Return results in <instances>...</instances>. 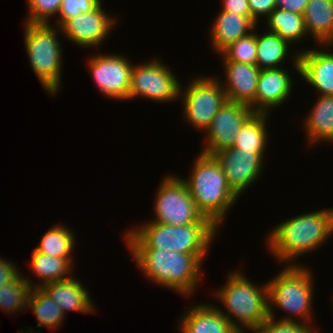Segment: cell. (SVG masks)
I'll return each mask as SVG.
<instances>
[{
	"label": "cell",
	"mask_w": 333,
	"mask_h": 333,
	"mask_svg": "<svg viewBox=\"0 0 333 333\" xmlns=\"http://www.w3.org/2000/svg\"><path fill=\"white\" fill-rule=\"evenodd\" d=\"M266 237L267 248L285 266H300L299 257L324 245L333 234V207L296 215L277 224Z\"/></svg>",
	"instance_id": "6da1fadb"
},
{
	"label": "cell",
	"mask_w": 333,
	"mask_h": 333,
	"mask_svg": "<svg viewBox=\"0 0 333 333\" xmlns=\"http://www.w3.org/2000/svg\"><path fill=\"white\" fill-rule=\"evenodd\" d=\"M137 268L156 285L183 297L194 295L202 279L207 253H179L158 249H129ZM202 271V272H201ZM202 274V275H201Z\"/></svg>",
	"instance_id": "7a4b0ae2"
},
{
	"label": "cell",
	"mask_w": 333,
	"mask_h": 333,
	"mask_svg": "<svg viewBox=\"0 0 333 333\" xmlns=\"http://www.w3.org/2000/svg\"><path fill=\"white\" fill-rule=\"evenodd\" d=\"M128 231L124 241L127 249H158L179 253H208L220 230L214 224L171 226L147 220ZM127 232V233H126Z\"/></svg>",
	"instance_id": "3957f363"
},
{
	"label": "cell",
	"mask_w": 333,
	"mask_h": 333,
	"mask_svg": "<svg viewBox=\"0 0 333 333\" xmlns=\"http://www.w3.org/2000/svg\"><path fill=\"white\" fill-rule=\"evenodd\" d=\"M198 155L193 162L190 176L182 180L186 183L198 210L220 228L239 196L228 185L216 158L202 152Z\"/></svg>",
	"instance_id": "277c9868"
},
{
	"label": "cell",
	"mask_w": 333,
	"mask_h": 333,
	"mask_svg": "<svg viewBox=\"0 0 333 333\" xmlns=\"http://www.w3.org/2000/svg\"><path fill=\"white\" fill-rule=\"evenodd\" d=\"M240 270L228 273V279L214 297L224 309H218L239 332L254 333L269 317L267 283L253 284ZM227 311V312H226Z\"/></svg>",
	"instance_id": "5b68a950"
},
{
	"label": "cell",
	"mask_w": 333,
	"mask_h": 333,
	"mask_svg": "<svg viewBox=\"0 0 333 333\" xmlns=\"http://www.w3.org/2000/svg\"><path fill=\"white\" fill-rule=\"evenodd\" d=\"M300 266H285L274 278L266 281L268 289V312L269 317L275 318L274 307L285 311L287 315L280 320L312 323L313 301V274L310 268ZM289 314V315H288Z\"/></svg>",
	"instance_id": "8992f818"
},
{
	"label": "cell",
	"mask_w": 333,
	"mask_h": 333,
	"mask_svg": "<svg viewBox=\"0 0 333 333\" xmlns=\"http://www.w3.org/2000/svg\"><path fill=\"white\" fill-rule=\"evenodd\" d=\"M24 46L30 66L48 94L59 93L63 84L61 69L63 48L57 25L24 22ZM56 26V27H54Z\"/></svg>",
	"instance_id": "52a82bcc"
},
{
	"label": "cell",
	"mask_w": 333,
	"mask_h": 333,
	"mask_svg": "<svg viewBox=\"0 0 333 333\" xmlns=\"http://www.w3.org/2000/svg\"><path fill=\"white\" fill-rule=\"evenodd\" d=\"M155 193L152 222L171 226L213 224L198 210L186 183L176 175L164 176Z\"/></svg>",
	"instance_id": "ba28073f"
},
{
	"label": "cell",
	"mask_w": 333,
	"mask_h": 333,
	"mask_svg": "<svg viewBox=\"0 0 333 333\" xmlns=\"http://www.w3.org/2000/svg\"><path fill=\"white\" fill-rule=\"evenodd\" d=\"M192 79L188 86L183 88V84L180 85L179 98L182 99L183 119L205 133L227 100L226 94L216 76L199 75Z\"/></svg>",
	"instance_id": "9c48e42d"
},
{
	"label": "cell",
	"mask_w": 333,
	"mask_h": 333,
	"mask_svg": "<svg viewBox=\"0 0 333 333\" xmlns=\"http://www.w3.org/2000/svg\"><path fill=\"white\" fill-rule=\"evenodd\" d=\"M160 58L133 64L128 100L147 98L159 103L179 99L181 81Z\"/></svg>",
	"instance_id": "30bf717a"
},
{
	"label": "cell",
	"mask_w": 333,
	"mask_h": 333,
	"mask_svg": "<svg viewBox=\"0 0 333 333\" xmlns=\"http://www.w3.org/2000/svg\"><path fill=\"white\" fill-rule=\"evenodd\" d=\"M88 69L97 88L108 99L128 100L133 67L125 55L96 53L88 58Z\"/></svg>",
	"instance_id": "8fae6325"
},
{
	"label": "cell",
	"mask_w": 333,
	"mask_h": 333,
	"mask_svg": "<svg viewBox=\"0 0 333 333\" xmlns=\"http://www.w3.org/2000/svg\"><path fill=\"white\" fill-rule=\"evenodd\" d=\"M253 109L242 103L226 100L205 131L202 153L213 155L232 147L244 123L254 114Z\"/></svg>",
	"instance_id": "7c38bea8"
},
{
	"label": "cell",
	"mask_w": 333,
	"mask_h": 333,
	"mask_svg": "<svg viewBox=\"0 0 333 333\" xmlns=\"http://www.w3.org/2000/svg\"><path fill=\"white\" fill-rule=\"evenodd\" d=\"M102 3L90 12L67 19L59 27L61 34L82 48H96L103 44L118 20L103 9Z\"/></svg>",
	"instance_id": "4fadbf2b"
},
{
	"label": "cell",
	"mask_w": 333,
	"mask_h": 333,
	"mask_svg": "<svg viewBox=\"0 0 333 333\" xmlns=\"http://www.w3.org/2000/svg\"><path fill=\"white\" fill-rule=\"evenodd\" d=\"M264 155L265 153L240 150L233 146L213 154L226 176L228 185L239 197L262 175Z\"/></svg>",
	"instance_id": "5bb4252c"
},
{
	"label": "cell",
	"mask_w": 333,
	"mask_h": 333,
	"mask_svg": "<svg viewBox=\"0 0 333 333\" xmlns=\"http://www.w3.org/2000/svg\"><path fill=\"white\" fill-rule=\"evenodd\" d=\"M320 46L323 50L301 48L298 52L293 51L292 67L302 80L318 91L317 95H333V52L330 48L333 45Z\"/></svg>",
	"instance_id": "9a60e30c"
},
{
	"label": "cell",
	"mask_w": 333,
	"mask_h": 333,
	"mask_svg": "<svg viewBox=\"0 0 333 333\" xmlns=\"http://www.w3.org/2000/svg\"><path fill=\"white\" fill-rule=\"evenodd\" d=\"M225 80L221 81L226 99L250 106L255 112V97L261 69L257 65L223 62Z\"/></svg>",
	"instance_id": "2e32d148"
},
{
	"label": "cell",
	"mask_w": 333,
	"mask_h": 333,
	"mask_svg": "<svg viewBox=\"0 0 333 333\" xmlns=\"http://www.w3.org/2000/svg\"><path fill=\"white\" fill-rule=\"evenodd\" d=\"M291 74L285 68L261 69L255 97V112L268 113L288 101L292 93Z\"/></svg>",
	"instance_id": "e0dca14e"
},
{
	"label": "cell",
	"mask_w": 333,
	"mask_h": 333,
	"mask_svg": "<svg viewBox=\"0 0 333 333\" xmlns=\"http://www.w3.org/2000/svg\"><path fill=\"white\" fill-rule=\"evenodd\" d=\"M187 308L177 323L181 333H239L217 305L201 303Z\"/></svg>",
	"instance_id": "ac0fdd59"
},
{
	"label": "cell",
	"mask_w": 333,
	"mask_h": 333,
	"mask_svg": "<svg viewBox=\"0 0 333 333\" xmlns=\"http://www.w3.org/2000/svg\"><path fill=\"white\" fill-rule=\"evenodd\" d=\"M74 277L44 285L42 289L52 298L66 316V312L94 313V301L81 281ZM68 310V311H67Z\"/></svg>",
	"instance_id": "d6986e66"
},
{
	"label": "cell",
	"mask_w": 333,
	"mask_h": 333,
	"mask_svg": "<svg viewBox=\"0 0 333 333\" xmlns=\"http://www.w3.org/2000/svg\"><path fill=\"white\" fill-rule=\"evenodd\" d=\"M256 24L251 16L219 11L209 30V40L213 51L219 54L229 44L252 32Z\"/></svg>",
	"instance_id": "ffe728a7"
},
{
	"label": "cell",
	"mask_w": 333,
	"mask_h": 333,
	"mask_svg": "<svg viewBox=\"0 0 333 333\" xmlns=\"http://www.w3.org/2000/svg\"><path fill=\"white\" fill-rule=\"evenodd\" d=\"M311 111L303 119L309 145L333 143V95H319Z\"/></svg>",
	"instance_id": "44dd1931"
},
{
	"label": "cell",
	"mask_w": 333,
	"mask_h": 333,
	"mask_svg": "<svg viewBox=\"0 0 333 333\" xmlns=\"http://www.w3.org/2000/svg\"><path fill=\"white\" fill-rule=\"evenodd\" d=\"M303 16L317 46L333 45V0H309Z\"/></svg>",
	"instance_id": "7402d4cb"
},
{
	"label": "cell",
	"mask_w": 333,
	"mask_h": 333,
	"mask_svg": "<svg viewBox=\"0 0 333 333\" xmlns=\"http://www.w3.org/2000/svg\"><path fill=\"white\" fill-rule=\"evenodd\" d=\"M32 260L28 263L36 277L41 278V282L33 284V288H42L51 282L71 278L74 266L73 258H57L37 252L35 249L31 254ZM69 274V275H68Z\"/></svg>",
	"instance_id": "603a6c76"
},
{
	"label": "cell",
	"mask_w": 333,
	"mask_h": 333,
	"mask_svg": "<svg viewBox=\"0 0 333 333\" xmlns=\"http://www.w3.org/2000/svg\"><path fill=\"white\" fill-rule=\"evenodd\" d=\"M257 32L256 30L257 66L260 69L283 67V62L291 52V45L275 32L268 30L265 32L264 30V33L262 32L261 35Z\"/></svg>",
	"instance_id": "cb8c5ba5"
},
{
	"label": "cell",
	"mask_w": 333,
	"mask_h": 333,
	"mask_svg": "<svg viewBox=\"0 0 333 333\" xmlns=\"http://www.w3.org/2000/svg\"><path fill=\"white\" fill-rule=\"evenodd\" d=\"M264 20H266L268 31L275 32L290 45L297 44V41L309 36L303 14L276 7Z\"/></svg>",
	"instance_id": "d4e9b609"
},
{
	"label": "cell",
	"mask_w": 333,
	"mask_h": 333,
	"mask_svg": "<svg viewBox=\"0 0 333 333\" xmlns=\"http://www.w3.org/2000/svg\"><path fill=\"white\" fill-rule=\"evenodd\" d=\"M268 118V113L255 112L242 126L233 147L255 153H265L269 143Z\"/></svg>",
	"instance_id": "484cf974"
},
{
	"label": "cell",
	"mask_w": 333,
	"mask_h": 333,
	"mask_svg": "<svg viewBox=\"0 0 333 333\" xmlns=\"http://www.w3.org/2000/svg\"><path fill=\"white\" fill-rule=\"evenodd\" d=\"M49 228L34 249L48 256L72 258L76 244L75 233L61 223Z\"/></svg>",
	"instance_id": "4316f807"
},
{
	"label": "cell",
	"mask_w": 333,
	"mask_h": 333,
	"mask_svg": "<svg viewBox=\"0 0 333 333\" xmlns=\"http://www.w3.org/2000/svg\"><path fill=\"white\" fill-rule=\"evenodd\" d=\"M28 310H33L39 328L58 329L65 319L63 311L42 288H32L28 299Z\"/></svg>",
	"instance_id": "83f0119b"
},
{
	"label": "cell",
	"mask_w": 333,
	"mask_h": 333,
	"mask_svg": "<svg viewBox=\"0 0 333 333\" xmlns=\"http://www.w3.org/2000/svg\"><path fill=\"white\" fill-rule=\"evenodd\" d=\"M34 281L20 274L13 282L0 286V309L7 314L27 310L28 299Z\"/></svg>",
	"instance_id": "f1b7e54d"
},
{
	"label": "cell",
	"mask_w": 333,
	"mask_h": 333,
	"mask_svg": "<svg viewBox=\"0 0 333 333\" xmlns=\"http://www.w3.org/2000/svg\"><path fill=\"white\" fill-rule=\"evenodd\" d=\"M219 55L222 56V62L257 65L256 29L229 44Z\"/></svg>",
	"instance_id": "f546056e"
},
{
	"label": "cell",
	"mask_w": 333,
	"mask_h": 333,
	"mask_svg": "<svg viewBox=\"0 0 333 333\" xmlns=\"http://www.w3.org/2000/svg\"><path fill=\"white\" fill-rule=\"evenodd\" d=\"M28 13L24 20L31 24H51L60 11L62 0H26Z\"/></svg>",
	"instance_id": "4dcf8cb0"
},
{
	"label": "cell",
	"mask_w": 333,
	"mask_h": 333,
	"mask_svg": "<svg viewBox=\"0 0 333 333\" xmlns=\"http://www.w3.org/2000/svg\"><path fill=\"white\" fill-rule=\"evenodd\" d=\"M317 331L319 330L317 327L314 328L313 324L268 317L254 333H317Z\"/></svg>",
	"instance_id": "1f68e13d"
},
{
	"label": "cell",
	"mask_w": 333,
	"mask_h": 333,
	"mask_svg": "<svg viewBox=\"0 0 333 333\" xmlns=\"http://www.w3.org/2000/svg\"><path fill=\"white\" fill-rule=\"evenodd\" d=\"M101 0H62L61 8L54 25L60 27L67 19L78 16L80 13L90 12L95 9Z\"/></svg>",
	"instance_id": "d6a6232c"
},
{
	"label": "cell",
	"mask_w": 333,
	"mask_h": 333,
	"mask_svg": "<svg viewBox=\"0 0 333 333\" xmlns=\"http://www.w3.org/2000/svg\"><path fill=\"white\" fill-rule=\"evenodd\" d=\"M251 18L258 24L260 17L267 18L276 8V0H248Z\"/></svg>",
	"instance_id": "836d02e7"
},
{
	"label": "cell",
	"mask_w": 333,
	"mask_h": 333,
	"mask_svg": "<svg viewBox=\"0 0 333 333\" xmlns=\"http://www.w3.org/2000/svg\"><path fill=\"white\" fill-rule=\"evenodd\" d=\"M21 272L12 261L0 258V286L13 282Z\"/></svg>",
	"instance_id": "e575fe53"
},
{
	"label": "cell",
	"mask_w": 333,
	"mask_h": 333,
	"mask_svg": "<svg viewBox=\"0 0 333 333\" xmlns=\"http://www.w3.org/2000/svg\"><path fill=\"white\" fill-rule=\"evenodd\" d=\"M223 11L251 16L248 0H222Z\"/></svg>",
	"instance_id": "d590c367"
},
{
	"label": "cell",
	"mask_w": 333,
	"mask_h": 333,
	"mask_svg": "<svg viewBox=\"0 0 333 333\" xmlns=\"http://www.w3.org/2000/svg\"><path fill=\"white\" fill-rule=\"evenodd\" d=\"M309 0H276V7L290 12L304 14Z\"/></svg>",
	"instance_id": "8d00e7d4"
},
{
	"label": "cell",
	"mask_w": 333,
	"mask_h": 333,
	"mask_svg": "<svg viewBox=\"0 0 333 333\" xmlns=\"http://www.w3.org/2000/svg\"><path fill=\"white\" fill-rule=\"evenodd\" d=\"M25 333H40V332H38L37 330H32V329H29V331L28 330H26V331H24ZM24 332H17V333H24Z\"/></svg>",
	"instance_id": "74e56055"
}]
</instances>
